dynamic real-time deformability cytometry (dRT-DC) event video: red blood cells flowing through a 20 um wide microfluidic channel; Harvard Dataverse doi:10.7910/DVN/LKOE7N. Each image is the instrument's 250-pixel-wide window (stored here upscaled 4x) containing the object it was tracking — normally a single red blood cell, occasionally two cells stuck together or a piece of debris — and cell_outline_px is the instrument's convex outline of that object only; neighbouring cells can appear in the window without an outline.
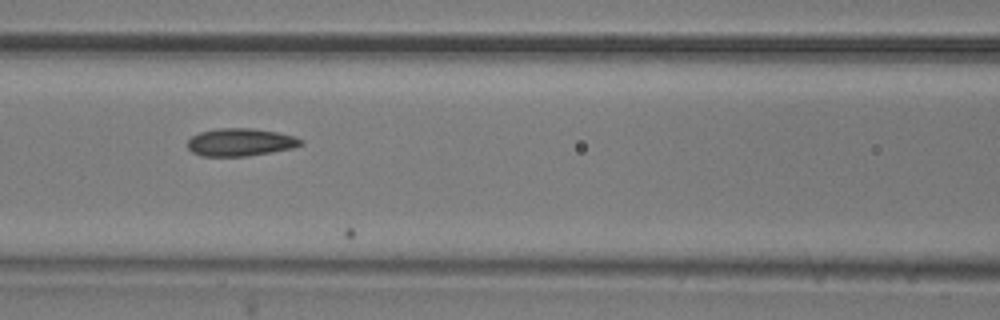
{"species": "common noctule bat (a hibernating species)", "species_latin": "Nyctalus noctula", "temperature_condition": "room temperature", "stored_images_in_passage": 10, "camera_frame_rate_fps": 3000, "um_per_image_px": 0.085, "animal": {"sex": "male", "body_mass_g": 20.5, "forearm_length_mm": 52.5}, "frame": {"image": 1, "passage_image": 7, "time_ms": 2.0, "image_size_px": [1000, 320], "cell_outline_px": [[304, 144], [292, 148], [248, 156], [204, 156], [192, 152], [188, 148], [188, 140], [192, 136], [200, 132], [216, 128], [252, 128], [276, 132], [292, 136], [304, 140]], "centroid_in_image_um": [20.43, 12.08], "position_along_channel_um": 146.2, "area_um2": 18.21}}
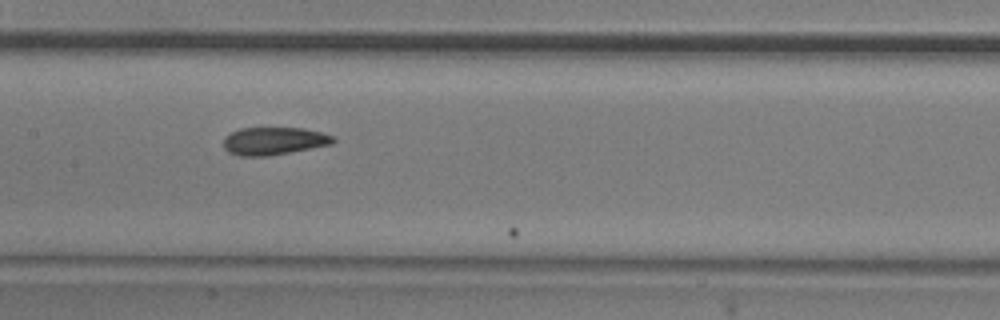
{"frame": {"image": 2, "passage_image": 8, "time_ms": 2.333, "image_size_px": [1000, 320], "cell_outline_px": [[336, 140], [332, 144], [268, 156], [240, 156], [228, 152], [224, 148], [224, 136], [240, 128], [304, 128], [336, 136]], "centroid_in_image_um": [23.28, 11.98], "position_along_channel_um": 184.1, "area_um2": 17.74}}